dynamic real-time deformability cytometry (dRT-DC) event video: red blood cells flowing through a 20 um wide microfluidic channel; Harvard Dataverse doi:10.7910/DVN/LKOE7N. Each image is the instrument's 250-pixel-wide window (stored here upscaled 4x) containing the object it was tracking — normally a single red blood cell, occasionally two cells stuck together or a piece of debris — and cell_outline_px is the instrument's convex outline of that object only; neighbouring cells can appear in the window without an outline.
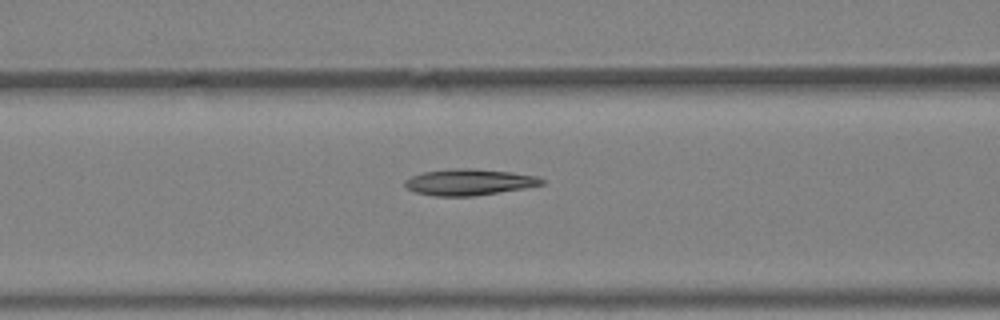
{"species": "Egyptian fruit bat (a non-hibernating species)", "species_latin": "Rousettus aegyptiacus", "temperature_condition": "warm", "stored_images_in_passage": 32, "camera_frame_rate_fps": 3000, "um_per_image_px": 0.085, "animal": {"sex": "female"}, "frame": {"image": 1, "passage_image": 13, "time_ms": 4.0, "image_size_px": [1000, 320], "cell_outline_px": [[544, 184], [524, 188], [472, 196], [436, 196], [416, 192], [404, 188], [404, 180], [412, 176], [424, 172], [452, 168], [472, 168], [508, 172], [536, 176], [544, 180]], "centroid_in_image_um": [39.82, 15.48], "position_along_channel_um": 126.8, "area_um2": 20.75}}
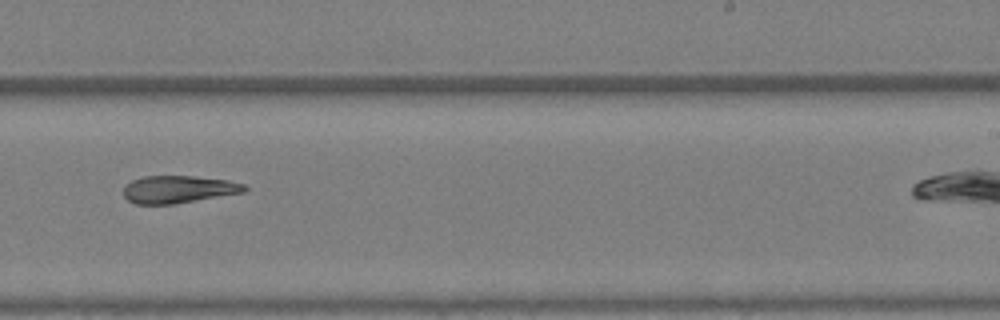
{"frame": {"image": 2, "passage_image": 22, "time_ms": 7.0, "image_size_px": [1000, 320], "cell_outline_px": [[248, 188], [244, 192], [172, 204], [136, 204], [128, 200], [124, 196], [124, 188], [132, 180], [144, 176], [192, 176], [228, 180], [244, 184]], "centroid_in_image_um": [15.16, 16.09], "position_along_channel_um": 273.8, "area_um2": 19.13}}
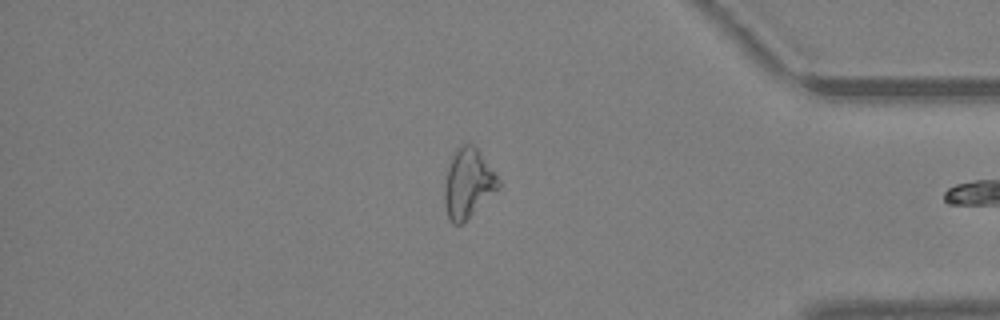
{"frame": {"image": 3, "passage_image": 31, "time_ms": 10.0, "image_size_px": [1000, 320], "cell_outline_px": [[500, 184], [468, 220], [460, 224], [452, 224], [448, 220], [444, 204], [444, 184], [448, 168], [456, 148], [460, 144], [472, 144], [480, 152], [500, 180]], "centroid_in_image_um": [39.74, 15.61], "position_along_channel_um": 395.5, "area_um2": 21.56}, "authors_computed_cell_mechanics": {"area_um2": 20.8369, "velocity_mm_per_s": 4.9189, "shape_relaxation_time_tau1_ms": 10.9497, "shape_relaxation_time_tau2_ms": null, "deformation_change_tau1": 0.2854, "deformation_change_tau2": null}}